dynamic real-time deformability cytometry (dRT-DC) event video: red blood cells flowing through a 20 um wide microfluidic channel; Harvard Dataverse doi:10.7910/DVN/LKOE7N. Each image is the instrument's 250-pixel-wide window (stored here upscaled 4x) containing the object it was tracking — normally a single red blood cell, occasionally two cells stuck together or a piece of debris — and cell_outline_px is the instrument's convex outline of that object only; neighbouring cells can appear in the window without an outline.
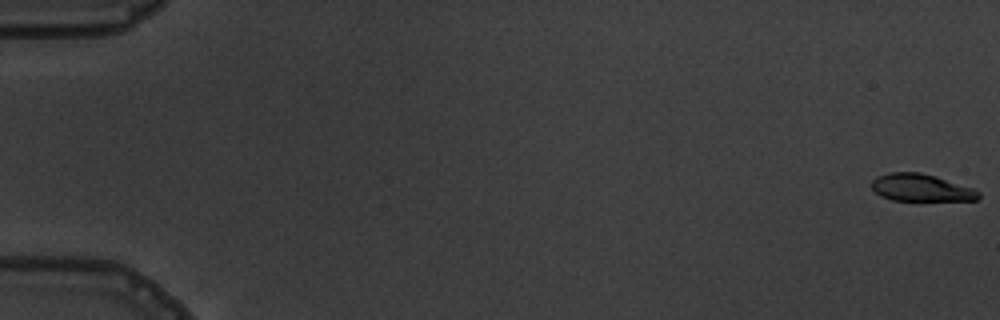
{"species": "common noctule bat (a hibernating species)", "species_latin": "Nyctalus noctula", "temperature_condition": "warm", "stored_images_in_passage": 7, "camera_frame_rate_fps": 3000, "um_per_image_px": 0.085, "animal": {"sex": "male", "body_mass_g": 19.5, "forearm_length_mm": 54.6}, "frame": {"image": 1, "passage_image": 1, "time_ms": 0.0, "image_size_px": [1000, 320], "cell_outline_px": [[980, 196], [976, 200], [892, 200], [880, 196], [872, 188], [872, 180], [876, 176], [888, 172], [920, 172], [936, 176], [972, 188], [980, 192]], "centroid_in_image_um": [78.25, 15.94], "position_along_channel_um": 6.7, "area_um2": 16.94}}
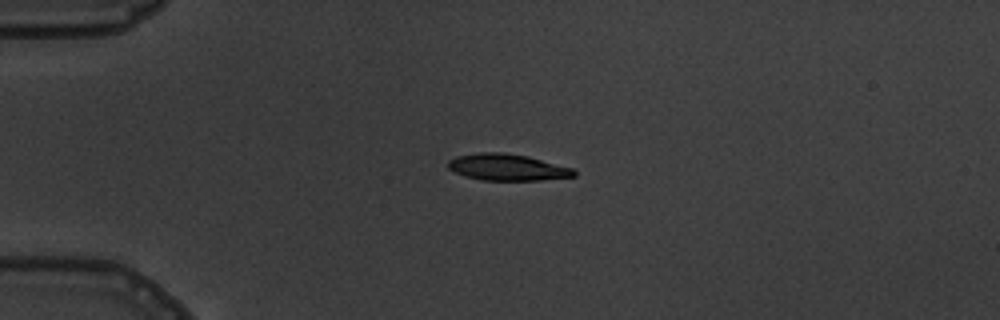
{"frame": {"image": 2, "passage_image": 5, "time_ms": 4.667, "image_size_px": [1000, 320], "cell_outline_px": [[576, 176], [540, 180], [480, 180], [464, 176], [448, 168], [448, 160], [456, 156], [480, 152], [504, 152], [528, 156], [572, 168], [576, 172]], "centroid_in_image_um": [43.1, 14.21], "position_along_channel_um": 41.9, "area_um2": 19.48}}